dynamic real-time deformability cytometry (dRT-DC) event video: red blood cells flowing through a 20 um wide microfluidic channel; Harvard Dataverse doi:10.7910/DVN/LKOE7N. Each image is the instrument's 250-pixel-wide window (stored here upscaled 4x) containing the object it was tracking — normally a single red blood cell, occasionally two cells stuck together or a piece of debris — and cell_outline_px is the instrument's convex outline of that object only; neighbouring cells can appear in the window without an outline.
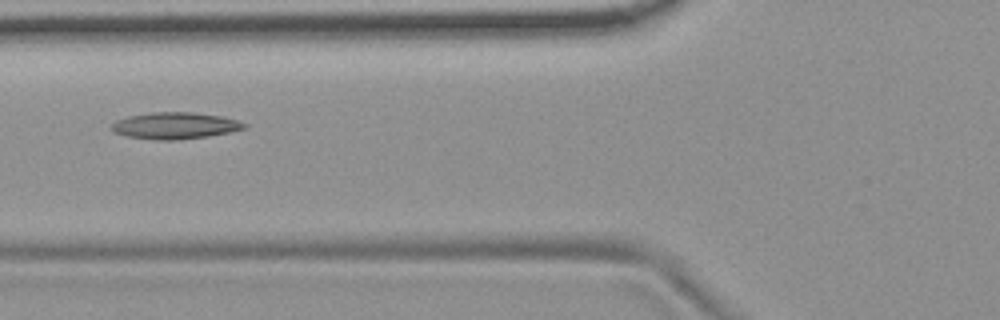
{"species": "common noctule bat (a hibernating species)", "species_latin": "Nyctalus noctula", "temperature_condition": "room temperature", "stored_images_in_passage": 4, "camera_frame_rate_fps": 3000, "um_per_image_px": 0.085, "animal": {"sex": "female", "body_mass_g": 19.9}, "frame": {"image": 1, "passage_image": 4, "time_ms": 1.0, "image_size_px": [1000, 320], "cell_outline_px": [[248, 128], [208, 136], [176, 140], [156, 140], [128, 136], [112, 132], [112, 124], [116, 120], [128, 116], [152, 112], [192, 112], [220, 116], [236, 120], [248, 124]], "centroid_in_image_um": [14.87, 10.68], "position_along_channel_um": 110.9, "area_um2": 20.52}}